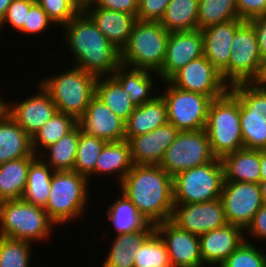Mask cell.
<instances>
[{
	"instance_id": "74e56055",
	"label": "cell",
	"mask_w": 266,
	"mask_h": 267,
	"mask_svg": "<svg viewBox=\"0 0 266 267\" xmlns=\"http://www.w3.org/2000/svg\"><path fill=\"white\" fill-rule=\"evenodd\" d=\"M236 0H199L198 29L237 19Z\"/></svg>"
},
{
	"instance_id": "680465c9",
	"label": "cell",
	"mask_w": 266,
	"mask_h": 267,
	"mask_svg": "<svg viewBox=\"0 0 266 267\" xmlns=\"http://www.w3.org/2000/svg\"><path fill=\"white\" fill-rule=\"evenodd\" d=\"M150 267H156V266H150ZM157 267H172V266H157Z\"/></svg>"
},
{
	"instance_id": "1f68e13d",
	"label": "cell",
	"mask_w": 266,
	"mask_h": 267,
	"mask_svg": "<svg viewBox=\"0 0 266 267\" xmlns=\"http://www.w3.org/2000/svg\"><path fill=\"white\" fill-rule=\"evenodd\" d=\"M95 95L124 122L136 108L131 102L130 93L125 92L112 76L97 77Z\"/></svg>"
},
{
	"instance_id": "c3c4849f",
	"label": "cell",
	"mask_w": 266,
	"mask_h": 267,
	"mask_svg": "<svg viewBox=\"0 0 266 267\" xmlns=\"http://www.w3.org/2000/svg\"><path fill=\"white\" fill-rule=\"evenodd\" d=\"M246 233L250 236V238L253 237L266 241V203H264L263 206L256 212L252 221L245 229V234Z\"/></svg>"
},
{
	"instance_id": "ffe728a7",
	"label": "cell",
	"mask_w": 266,
	"mask_h": 267,
	"mask_svg": "<svg viewBox=\"0 0 266 267\" xmlns=\"http://www.w3.org/2000/svg\"><path fill=\"white\" fill-rule=\"evenodd\" d=\"M81 130L107 142L125 140V122L113 113L96 95L78 120Z\"/></svg>"
},
{
	"instance_id": "6da1fadb",
	"label": "cell",
	"mask_w": 266,
	"mask_h": 267,
	"mask_svg": "<svg viewBox=\"0 0 266 267\" xmlns=\"http://www.w3.org/2000/svg\"><path fill=\"white\" fill-rule=\"evenodd\" d=\"M119 187L149 223L172 218L173 178L159 165H133Z\"/></svg>"
},
{
	"instance_id": "9a60e30c",
	"label": "cell",
	"mask_w": 266,
	"mask_h": 267,
	"mask_svg": "<svg viewBox=\"0 0 266 267\" xmlns=\"http://www.w3.org/2000/svg\"><path fill=\"white\" fill-rule=\"evenodd\" d=\"M166 244L172 267H204L199 236L181 229L171 219L155 224Z\"/></svg>"
},
{
	"instance_id": "8d00e7d4",
	"label": "cell",
	"mask_w": 266,
	"mask_h": 267,
	"mask_svg": "<svg viewBox=\"0 0 266 267\" xmlns=\"http://www.w3.org/2000/svg\"><path fill=\"white\" fill-rule=\"evenodd\" d=\"M107 141L84 133L80 127L75 165L73 171L87 177L95 176L96 160Z\"/></svg>"
},
{
	"instance_id": "f546056e",
	"label": "cell",
	"mask_w": 266,
	"mask_h": 267,
	"mask_svg": "<svg viewBox=\"0 0 266 267\" xmlns=\"http://www.w3.org/2000/svg\"><path fill=\"white\" fill-rule=\"evenodd\" d=\"M36 157L32 155L0 164V202L21 199L29 166Z\"/></svg>"
},
{
	"instance_id": "7402d4cb",
	"label": "cell",
	"mask_w": 266,
	"mask_h": 267,
	"mask_svg": "<svg viewBox=\"0 0 266 267\" xmlns=\"http://www.w3.org/2000/svg\"><path fill=\"white\" fill-rule=\"evenodd\" d=\"M237 18L202 29L204 56L222 72L229 65L231 42L235 31L244 23Z\"/></svg>"
},
{
	"instance_id": "3957f363",
	"label": "cell",
	"mask_w": 266,
	"mask_h": 267,
	"mask_svg": "<svg viewBox=\"0 0 266 267\" xmlns=\"http://www.w3.org/2000/svg\"><path fill=\"white\" fill-rule=\"evenodd\" d=\"M168 37L160 21L137 20L120 51V63L158 73L165 61Z\"/></svg>"
},
{
	"instance_id": "836d02e7",
	"label": "cell",
	"mask_w": 266,
	"mask_h": 267,
	"mask_svg": "<svg viewBox=\"0 0 266 267\" xmlns=\"http://www.w3.org/2000/svg\"><path fill=\"white\" fill-rule=\"evenodd\" d=\"M79 136L80 126L77 125L72 131L60 138L55 144L45 148L43 150L44 152H41L38 156L54 171H73Z\"/></svg>"
},
{
	"instance_id": "60d3db41",
	"label": "cell",
	"mask_w": 266,
	"mask_h": 267,
	"mask_svg": "<svg viewBox=\"0 0 266 267\" xmlns=\"http://www.w3.org/2000/svg\"><path fill=\"white\" fill-rule=\"evenodd\" d=\"M245 240L220 267H266V254L261 247Z\"/></svg>"
},
{
	"instance_id": "681fc988",
	"label": "cell",
	"mask_w": 266,
	"mask_h": 267,
	"mask_svg": "<svg viewBox=\"0 0 266 267\" xmlns=\"http://www.w3.org/2000/svg\"><path fill=\"white\" fill-rule=\"evenodd\" d=\"M257 35L259 52L262 59L266 58V15L255 17L248 21Z\"/></svg>"
},
{
	"instance_id": "d6a6232c",
	"label": "cell",
	"mask_w": 266,
	"mask_h": 267,
	"mask_svg": "<svg viewBox=\"0 0 266 267\" xmlns=\"http://www.w3.org/2000/svg\"><path fill=\"white\" fill-rule=\"evenodd\" d=\"M106 212L108 220L116 230L115 235L142 230L149 224V221L121 191L118 199L113 201Z\"/></svg>"
},
{
	"instance_id": "44dd1931",
	"label": "cell",
	"mask_w": 266,
	"mask_h": 267,
	"mask_svg": "<svg viewBox=\"0 0 266 267\" xmlns=\"http://www.w3.org/2000/svg\"><path fill=\"white\" fill-rule=\"evenodd\" d=\"M179 132L174 125L166 123L148 133L131 137L128 142L133 165H159Z\"/></svg>"
},
{
	"instance_id": "30bf717a",
	"label": "cell",
	"mask_w": 266,
	"mask_h": 267,
	"mask_svg": "<svg viewBox=\"0 0 266 267\" xmlns=\"http://www.w3.org/2000/svg\"><path fill=\"white\" fill-rule=\"evenodd\" d=\"M263 59L259 52L254 27L245 21L234 34L231 42L229 65L221 72L229 85L256 82L262 69Z\"/></svg>"
},
{
	"instance_id": "9c48e42d",
	"label": "cell",
	"mask_w": 266,
	"mask_h": 267,
	"mask_svg": "<svg viewBox=\"0 0 266 267\" xmlns=\"http://www.w3.org/2000/svg\"><path fill=\"white\" fill-rule=\"evenodd\" d=\"M225 180L220 158L178 173L173 177L174 204L202 203L221 197Z\"/></svg>"
},
{
	"instance_id": "9f6ffc18",
	"label": "cell",
	"mask_w": 266,
	"mask_h": 267,
	"mask_svg": "<svg viewBox=\"0 0 266 267\" xmlns=\"http://www.w3.org/2000/svg\"><path fill=\"white\" fill-rule=\"evenodd\" d=\"M0 96V116L2 115V113L5 111V101L3 99V97Z\"/></svg>"
},
{
	"instance_id": "f35d334b",
	"label": "cell",
	"mask_w": 266,
	"mask_h": 267,
	"mask_svg": "<svg viewBox=\"0 0 266 267\" xmlns=\"http://www.w3.org/2000/svg\"><path fill=\"white\" fill-rule=\"evenodd\" d=\"M30 246L28 241L0 236V267H30Z\"/></svg>"
},
{
	"instance_id": "83f0119b",
	"label": "cell",
	"mask_w": 266,
	"mask_h": 267,
	"mask_svg": "<svg viewBox=\"0 0 266 267\" xmlns=\"http://www.w3.org/2000/svg\"><path fill=\"white\" fill-rule=\"evenodd\" d=\"M224 166V181L260 182V150L242 148L225 155L222 159Z\"/></svg>"
},
{
	"instance_id": "52a82bcc",
	"label": "cell",
	"mask_w": 266,
	"mask_h": 267,
	"mask_svg": "<svg viewBox=\"0 0 266 267\" xmlns=\"http://www.w3.org/2000/svg\"><path fill=\"white\" fill-rule=\"evenodd\" d=\"M56 224L44 208L22 199L0 202V236L34 243L50 239Z\"/></svg>"
},
{
	"instance_id": "cb8c5ba5",
	"label": "cell",
	"mask_w": 266,
	"mask_h": 267,
	"mask_svg": "<svg viewBox=\"0 0 266 267\" xmlns=\"http://www.w3.org/2000/svg\"><path fill=\"white\" fill-rule=\"evenodd\" d=\"M36 155L32 137L4 111L0 116V164Z\"/></svg>"
},
{
	"instance_id": "4316f807",
	"label": "cell",
	"mask_w": 266,
	"mask_h": 267,
	"mask_svg": "<svg viewBox=\"0 0 266 267\" xmlns=\"http://www.w3.org/2000/svg\"><path fill=\"white\" fill-rule=\"evenodd\" d=\"M155 75L159 79V75L156 72L120 64L112 77L123 87L125 92L130 93L131 102L136 107H139L155 97L153 95L155 83L153 81L154 78H152Z\"/></svg>"
},
{
	"instance_id": "ab89813d",
	"label": "cell",
	"mask_w": 266,
	"mask_h": 267,
	"mask_svg": "<svg viewBox=\"0 0 266 267\" xmlns=\"http://www.w3.org/2000/svg\"><path fill=\"white\" fill-rule=\"evenodd\" d=\"M171 266L166 244L155 231L135 256L134 267Z\"/></svg>"
},
{
	"instance_id": "d590c367",
	"label": "cell",
	"mask_w": 266,
	"mask_h": 267,
	"mask_svg": "<svg viewBox=\"0 0 266 267\" xmlns=\"http://www.w3.org/2000/svg\"><path fill=\"white\" fill-rule=\"evenodd\" d=\"M77 125L78 121L74 117L57 111L54 116L32 137L34 153L38 156L45 148L55 144L60 138L72 131Z\"/></svg>"
},
{
	"instance_id": "d4e9b609",
	"label": "cell",
	"mask_w": 266,
	"mask_h": 267,
	"mask_svg": "<svg viewBox=\"0 0 266 267\" xmlns=\"http://www.w3.org/2000/svg\"><path fill=\"white\" fill-rule=\"evenodd\" d=\"M136 107L125 122V140L148 133L168 123L167 105L161 94Z\"/></svg>"
},
{
	"instance_id": "f6af8a7d",
	"label": "cell",
	"mask_w": 266,
	"mask_h": 267,
	"mask_svg": "<svg viewBox=\"0 0 266 267\" xmlns=\"http://www.w3.org/2000/svg\"><path fill=\"white\" fill-rule=\"evenodd\" d=\"M171 0H139L137 20L160 21Z\"/></svg>"
},
{
	"instance_id": "e575fe53",
	"label": "cell",
	"mask_w": 266,
	"mask_h": 267,
	"mask_svg": "<svg viewBox=\"0 0 266 267\" xmlns=\"http://www.w3.org/2000/svg\"><path fill=\"white\" fill-rule=\"evenodd\" d=\"M199 0H171L161 26L168 32L198 29Z\"/></svg>"
},
{
	"instance_id": "4fadbf2b",
	"label": "cell",
	"mask_w": 266,
	"mask_h": 267,
	"mask_svg": "<svg viewBox=\"0 0 266 267\" xmlns=\"http://www.w3.org/2000/svg\"><path fill=\"white\" fill-rule=\"evenodd\" d=\"M168 81L179 89L209 96L212 100L229 90L221 72L205 56L187 63Z\"/></svg>"
},
{
	"instance_id": "7dc6e473",
	"label": "cell",
	"mask_w": 266,
	"mask_h": 267,
	"mask_svg": "<svg viewBox=\"0 0 266 267\" xmlns=\"http://www.w3.org/2000/svg\"><path fill=\"white\" fill-rule=\"evenodd\" d=\"M93 5L102 9L132 14L136 17L139 0H95Z\"/></svg>"
},
{
	"instance_id": "7bdbcfd3",
	"label": "cell",
	"mask_w": 266,
	"mask_h": 267,
	"mask_svg": "<svg viewBox=\"0 0 266 267\" xmlns=\"http://www.w3.org/2000/svg\"><path fill=\"white\" fill-rule=\"evenodd\" d=\"M54 25V22L48 17L47 13L42 9L38 3H34L29 12H27L26 22L24 27L19 31L24 34L37 35L47 30L50 25Z\"/></svg>"
},
{
	"instance_id": "7c38bea8",
	"label": "cell",
	"mask_w": 266,
	"mask_h": 267,
	"mask_svg": "<svg viewBox=\"0 0 266 267\" xmlns=\"http://www.w3.org/2000/svg\"><path fill=\"white\" fill-rule=\"evenodd\" d=\"M164 83L166 89L161 95L167 105L168 123L179 131L205 129L212 99L209 96L179 89L169 81Z\"/></svg>"
},
{
	"instance_id": "8fae6325",
	"label": "cell",
	"mask_w": 266,
	"mask_h": 267,
	"mask_svg": "<svg viewBox=\"0 0 266 267\" xmlns=\"http://www.w3.org/2000/svg\"><path fill=\"white\" fill-rule=\"evenodd\" d=\"M215 158L205 129L180 131L167 148L159 166L173 178L180 172L205 165Z\"/></svg>"
},
{
	"instance_id": "b9f144b4",
	"label": "cell",
	"mask_w": 266,
	"mask_h": 267,
	"mask_svg": "<svg viewBox=\"0 0 266 267\" xmlns=\"http://www.w3.org/2000/svg\"><path fill=\"white\" fill-rule=\"evenodd\" d=\"M38 4L54 24L60 27L67 24L80 12L70 0H40Z\"/></svg>"
},
{
	"instance_id": "f907efd6",
	"label": "cell",
	"mask_w": 266,
	"mask_h": 267,
	"mask_svg": "<svg viewBox=\"0 0 266 267\" xmlns=\"http://www.w3.org/2000/svg\"><path fill=\"white\" fill-rule=\"evenodd\" d=\"M260 181H266V150H260Z\"/></svg>"
},
{
	"instance_id": "ac0fdd59",
	"label": "cell",
	"mask_w": 266,
	"mask_h": 267,
	"mask_svg": "<svg viewBox=\"0 0 266 267\" xmlns=\"http://www.w3.org/2000/svg\"><path fill=\"white\" fill-rule=\"evenodd\" d=\"M203 34L200 29L169 32L166 57L158 72L161 81H168L187 63L204 56Z\"/></svg>"
},
{
	"instance_id": "f1b7e54d",
	"label": "cell",
	"mask_w": 266,
	"mask_h": 267,
	"mask_svg": "<svg viewBox=\"0 0 266 267\" xmlns=\"http://www.w3.org/2000/svg\"><path fill=\"white\" fill-rule=\"evenodd\" d=\"M132 166L130 145L127 140L107 142L96 160L95 176L98 174L116 176L120 184Z\"/></svg>"
},
{
	"instance_id": "8992f818",
	"label": "cell",
	"mask_w": 266,
	"mask_h": 267,
	"mask_svg": "<svg viewBox=\"0 0 266 267\" xmlns=\"http://www.w3.org/2000/svg\"><path fill=\"white\" fill-rule=\"evenodd\" d=\"M88 182L87 177L75 171H54L44 210L56 225L76 221L85 213L90 198Z\"/></svg>"
},
{
	"instance_id": "816d5d0a",
	"label": "cell",
	"mask_w": 266,
	"mask_h": 267,
	"mask_svg": "<svg viewBox=\"0 0 266 267\" xmlns=\"http://www.w3.org/2000/svg\"><path fill=\"white\" fill-rule=\"evenodd\" d=\"M13 0H0V23L6 15L9 5Z\"/></svg>"
},
{
	"instance_id": "7a4b0ae2",
	"label": "cell",
	"mask_w": 266,
	"mask_h": 267,
	"mask_svg": "<svg viewBox=\"0 0 266 267\" xmlns=\"http://www.w3.org/2000/svg\"><path fill=\"white\" fill-rule=\"evenodd\" d=\"M61 28L65 34L63 38L74 57V66L96 77L113 75L121 64L120 51L84 11H80Z\"/></svg>"
},
{
	"instance_id": "ba28073f",
	"label": "cell",
	"mask_w": 266,
	"mask_h": 267,
	"mask_svg": "<svg viewBox=\"0 0 266 267\" xmlns=\"http://www.w3.org/2000/svg\"><path fill=\"white\" fill-rule=\"evenodd\" d=\"M240 103L241 134L244 148L266 150V86L256 82L229 86Z\"/></svg>"
},
{
	"instance_id": "5bb4252c",
	"label": "cell",
	"mask_w": 266,
	"mask_h": 267,
	"mask_svg": "<svg viewBox=\"0 0 266 267\" xmlns=\"http://www.w3.org/2000/svg\"><path fill=\"white\" fill-rule=\"evenodd\" d=\"M220 198L227 224L244 230L264 204L259 184L251 182L224 181Z\"/></svg>"
},
{
	"instance_id": "ee69618b",
	"label": "cell",
	"mask_w": 266,
	"mask_h": 267,
	"mask_svg": "<svg viewBox=\"0 0 266 267\" xmlns=\"http://www.w3.org/2000/svg\"><path fill=\"white\" fill-rule=\"evenodd\" d=\"M34 3L29 0H13L9 5L5 17L0 23V29L4 24H9L13 30L18 32L24 27L26 22L27 12Z\"/></svg>"
},
{
	"instance_id": "e0dca14e",
	"label": "cell",
	"mask_w": 266,
	"mask_h": 267,
	"mask_svg": "<svg viewBox=\"0 0 266 267\" xmlns=\"http://www.w3.org/2000/svg\"><path fill=\"white\" fill-rule=\"evenodd\" d=\"M37 92L38 94L17 101L16 104L5 100V111L31 137L58 111L49 93L40 83Z\"/></svg>"
},
{
	"instance_id": "f5cc1de1",
	"label": "cell",
	"mask_w": 266,
	"mask_h": 267,
	"mask_svg": "<svg viewBox=\"0 0 266 267\" xmlns=\"http://www.w3.org/2000/svg\"><path fill=\"white\" fill-rule=\"evenodd\" d=\"M95 0H72V3L80 10L83 11L87 6L92 5Z\"/></svg>"
},
{
	"instance_id": "5b68a950",
	"label": "cell",
	"mask_w": 266,
	"mask_h": 267,
	"mask_svg": "<svg viewBox=\"0 0 266 267\" xmlns=\"http://www.w3.org/2000/svg\"><path fill=\"white\" fill-rule=\"evenodd\" d=\"M96 81L95 75L74 66L60 75L46 76L38 83L49 93L59 112L78 121L95 95Z\"/></svg>"
},
{
	"instance_id": "484cf974",
	"label": "cell",
	"mask_w": 266,
	"mask_h": 267,
	"mask_svg": "<svg viewBox=\"0 0 266 267\" xmlns=\"http://www.w3.org/2000/svg\"><path fill=\"white\" fill-rule=\"evenodd\" d=\"M155 232V224L144 229L116 235L102 267H134L135 256L144 242Z\"/></svg>"
},
{
	"instance_id": "277c9868",
	"label": "cell",
	"mask_w": 266,
	"mask_h": 267,
	"mask_svg": "<svg viewBox=\"0 0 266 267\" xmlns=\"http://www.w3.org/2000/svg\"><path fill=\"white\" fill-rule=\"evenodd\" d=\"M205 130L212 154L216 158L222 159L225 155L244 148L240 103L229 90L211 101Z\"/></svg>"
},
{
	"instance_id": "2e32d148",
	"label": "cell",
	"mask_w": 266,
	"mask_h": 267,
	"mask_svg": "<svg viewBox=\"0 0 266 267\" xmlns=\"http://www.w3.org/2000/svg\"><path fill=\"white\" fill-rule=\"evenodd\" d=\"M171 220L181 229L198 236L227 224L221 198L202 203L175 204Z\"/></svg>"
},
{
	"instance_id": "6f0895ef",
	"label": "cell",
	"mask_w": 266,
	"mask_h": 267,
	"mask_svg": "<svg viewBox=\"0 0 266 267\" xmlns=\"http://www.w3.org/2000/svg\"><path fill=\"white\" fill-rule=\"evenodd\" d=\"M29 1L32 3H39L40 2V0H29Z\"/></svg>"
},
{
	"instance_id": "db71d44e",
	"label": "cell",
	"mask_w": 266,
	"mask_h": 267,
	"mask_svg": "<svg viewBox=\"0 0 266 267\" xmlns=\"http://www.w3.org/2000/svg\"><path fill=\"white\" fill-rule=\"evenodd\" d=\"M256 83L266 86V58L263 59V65L261 69V73L256 81Z\"/></svg>"
},
{
	"instance_id": "4dcf8cb0",
	"label": "cell",
	"mask_w": 266,
	"mask_h": 267,
	"mask_svg": "<svg viewBox=\"0 0 266 267\" xmlns=\"http://www.w3.org/2000/svg\"><path fill=\"white\" fill-rule=\"evenodd\" d=\"M53 174L54 170L37 156L29 166L27 183L21 199L44 208L49 199Z\"/></svg>"
},
{
	"instance_id": "d6986e66",
	"label": "cell",
	"mask_w": 266,
	"mask_h": 267,
	"mask_svg": "<svg viewBox=\"0 0 266 267\" xmlns=\"http://www.w3.org/2000/svg\"><path fill=\"white\" fill-rule=\"evenodd\" d=\"M244 229L232 224L199 235L200 254L204 266H221L248 238Z\"/></svg>"
},
{
	"instance_id": "11a10c76",
	"label": "cell",
	"mask_w": 266,
	"mask_h": 267,
	"mask_svg": "<svg viewBox=\"0 0 266 267\" xmlns=\"http://www.w3.org/2000/svg\"><path fill=\"white\" fill-rule=\"evenodd\" d=\"M259 186L261 189V197H262L263 203H266V181H260Z\"/></svg>"
},
{
	"instance_id": "603a6c76",
	"label": "cell",
	"mask_w": 266,
	"mask_h": 267,
	"mask_svg": "<svg viewBox=\"0 0 266 267\" xmlns=\"http://www.w3.org/2000/svg\"><path fill=\"white\" fill-rule=\"evenodd\" d=\"M99 28L102 34L119 51L125 46L137 17L132 14L95 7L93 4L83 10Z\"/></svg>"
},
{
	"instance_id": "bcb514c9",
	"label": "cell",
	"mask_w": 266,
	"mask_h": 267,
	"mask_svg": "<svg viewBox=\"0 0 266 267\" xmlns=\"http://www.w3.org/2000/svg\"><path fill=\"white\" fill-rule=\"evenodd\" d=\"M236 4L238 17L244 21L266 15V0H236Z\"/></svg>"
}]
</instances>
